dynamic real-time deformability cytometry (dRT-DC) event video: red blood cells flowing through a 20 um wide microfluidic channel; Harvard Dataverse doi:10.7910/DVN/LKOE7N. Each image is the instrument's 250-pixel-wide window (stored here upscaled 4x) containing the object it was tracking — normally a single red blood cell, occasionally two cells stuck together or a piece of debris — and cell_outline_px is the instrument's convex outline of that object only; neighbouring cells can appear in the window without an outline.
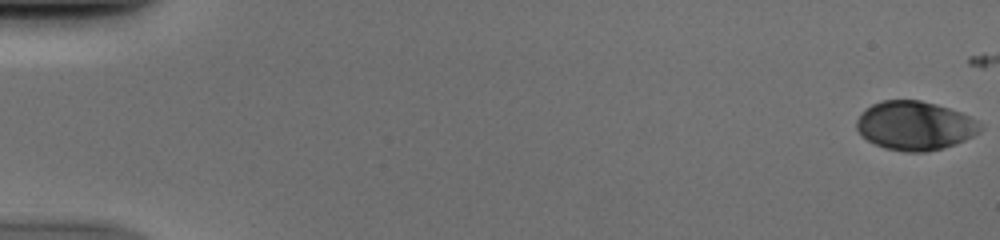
{"species": "human", "species_latin": "Homo sapiens", "temperature_condition": "cold", "stored_images_in_passage": 46, "camera_frame_rate_fps": 3000, "um_per_image_px": 0.085, "donor": {"sex": "male"}, "frame": {"image": 1, "passage_image": 1, "time_ms": 0.0, "image_size_px": [1000, 240], "cell_outline_px": [[984, 128], [980, 132], [964, 140], [944, 148], [928, 152], [904, 152], [884, 148], [860, 136], [856, 128], [856, 120], [860, 112], [864, 108], [880, 100], [920, 100], [936, 104], [960, 112], [976, 120]], "centroid_in_image_um": [77.72, 10.68], "position_along_channel_um": 7.3, "area_um2": 35.55}}
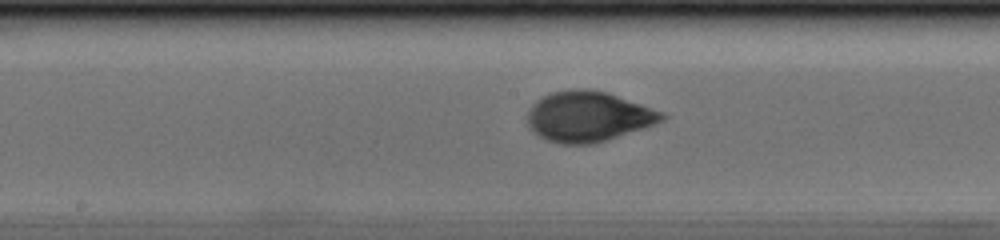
{"frame": {"image": 2, "passage_image": 29, "time_ms": 9.333, "image_size_px": [1000, 240], "cell_outline_px": [[668, 116], [664, 120], [644, 128], [592, 144], [560, 144], [544, 140], [532, 132], [528, 124], [528, 112], [532, 104], [536, 100], [552, 92], [576, 88], [588, 88], [608, 92], [664, 112]], "centroid_in_image_um": [49.99, 9.9], "position_along_channel_um": 198.2, "area_um2": 39.65}}
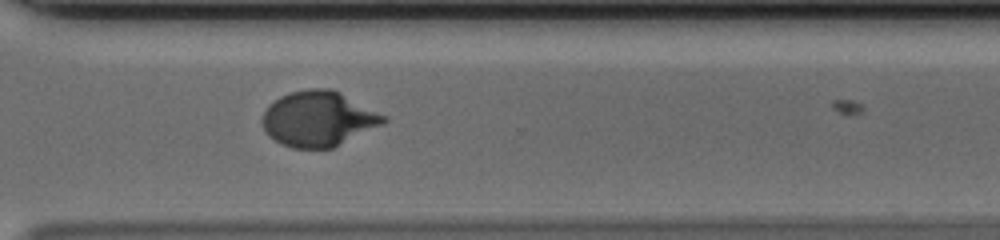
{"frame": {"image": 3, "passage_image": 40, "time_ms": 13.0, "image_size_px": [1000, 240], "cell_outline_px": [[388, 120], [384, 124], [332, 148], [292, 148], [280, 144], [268, 136], [264, 132], [260, 120], [264, 112], [280, 96], [292, 92], [308, 88], [332, 88], [388, 116]], "centroid_in_image_um": [27.07, 10.1], "position_along_channel_um": 343.5, "area_um2": 39.25}}